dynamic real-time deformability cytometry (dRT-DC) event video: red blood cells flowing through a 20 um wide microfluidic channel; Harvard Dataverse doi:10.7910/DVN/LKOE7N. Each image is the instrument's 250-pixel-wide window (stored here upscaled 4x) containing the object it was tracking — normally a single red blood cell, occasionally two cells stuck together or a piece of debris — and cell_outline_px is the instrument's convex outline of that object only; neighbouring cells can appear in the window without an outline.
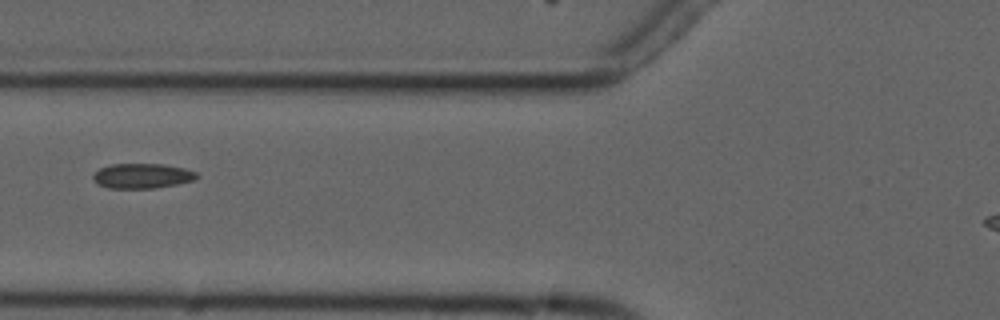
{"species": "common noctule bat (a hibernating species)", "species_latin": "Nyctalus noctula", "temperature_condition": "cold", "stored_images_in_passage": 9, "camera_frame_rate_fps": 3000, "um_per_image_px": 0.085, "animal": {"sex": "male", "forearm_length_mm": 52.5}, "frame": {"image": 1, "passage_image": 6, "time_ms": 7.0, "image_size_px": [1000, 320], "cell_outline_px": [[200, 176], [196, 180], [156, 188], [108, 188], [96, 184], [92, 176], [100, 168], [112, 164], [164, 164], [184, 168], [196, 172]], "centroid_in_image_um": [12.11, 14.95], "position_along_channel_um": 113.7, "area_um2": 15.14}}
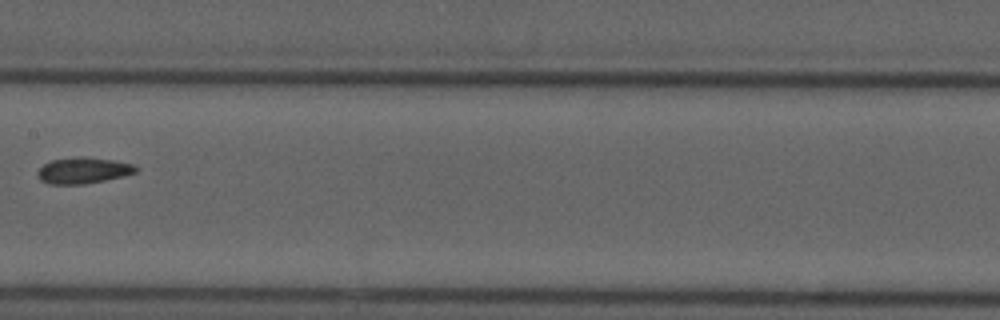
{"frame": {"image": 2, "passage_image": 8, "time_ms": 9.333, "image_size_px": [1000, 320], "cell_outline_px": [[140, 168], [136, 172], [124, 176], [84, 184], [48, 184], [40, 180], [36, 176], [36, 172], [44, 164], [52, 160], [76, 156], [80, 156], [112, 160], [132, 164]], "centroid_in_image_um": [7.05, 14.49], "position_along_channel_um": 200.4, "area_um2": 15.03}}
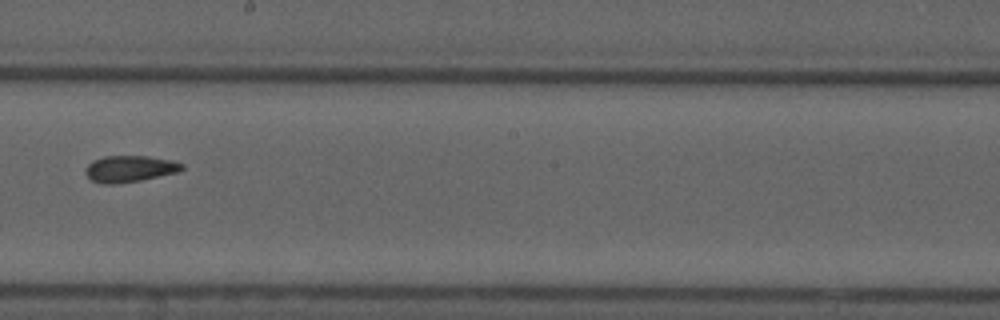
{"frame": {"image": 3, "passage_image": 9, "time_ms": 10.333, "image_size_px": [1000, 320], "cell_outline_px": [[184, 168], [176, 172], [140, 180], [116, 184], [104, 184], [92, 180], [84, 172], [84, 168], [92, 160], [104, 156], [148, 156], [172, 160], [184, 164]], "centroid_in_image_um": [10.99, 14.34], "position_along_channel_um": 237.2, "area_um2": 14.85}}